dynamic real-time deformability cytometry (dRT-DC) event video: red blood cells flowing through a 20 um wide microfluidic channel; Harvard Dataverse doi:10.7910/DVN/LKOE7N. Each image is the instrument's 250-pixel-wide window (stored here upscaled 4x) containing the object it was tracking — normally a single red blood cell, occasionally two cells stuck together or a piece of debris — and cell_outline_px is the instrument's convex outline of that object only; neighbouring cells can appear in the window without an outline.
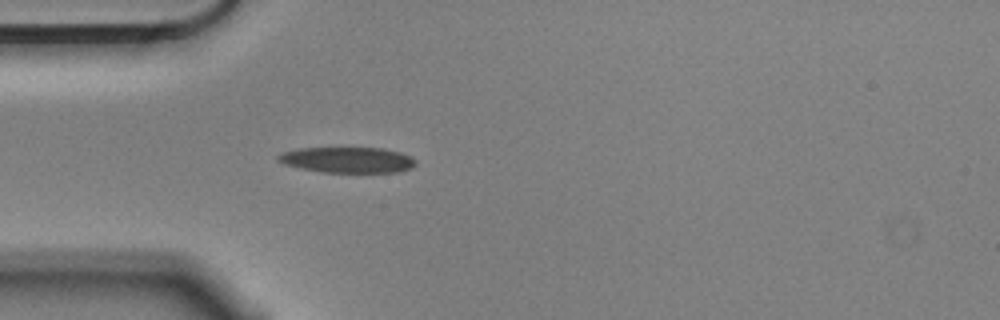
{"species": "Egyptian fruit bat (a non-hibernating species)", "species_latin": "Rousettus aegyptiacus", "temperature_condition": "cold", "stored_images_in_passage": 5, "camera_frame_rate_fps": 3000, "um_per_image_px": 0.085, "animal": {"sex": "male"}, "frame": {"image": 1, "passage_image": 5, "time_ms": 1.333, "image_size_px": [1000, 320], "cell_outline_px": [[416, 164], [412, 168], [400, 172], [320, 172], [300, 168], [284, 164], [276, 160], [276, 156], [280, 152], [300, 148], [384, 148], [400, 152], [412, 156], [416, 160]], "centroid_in_image_um": [29.54, 13.59], "position_along_channel_um": 55.5, "area_um2": 20.87}}